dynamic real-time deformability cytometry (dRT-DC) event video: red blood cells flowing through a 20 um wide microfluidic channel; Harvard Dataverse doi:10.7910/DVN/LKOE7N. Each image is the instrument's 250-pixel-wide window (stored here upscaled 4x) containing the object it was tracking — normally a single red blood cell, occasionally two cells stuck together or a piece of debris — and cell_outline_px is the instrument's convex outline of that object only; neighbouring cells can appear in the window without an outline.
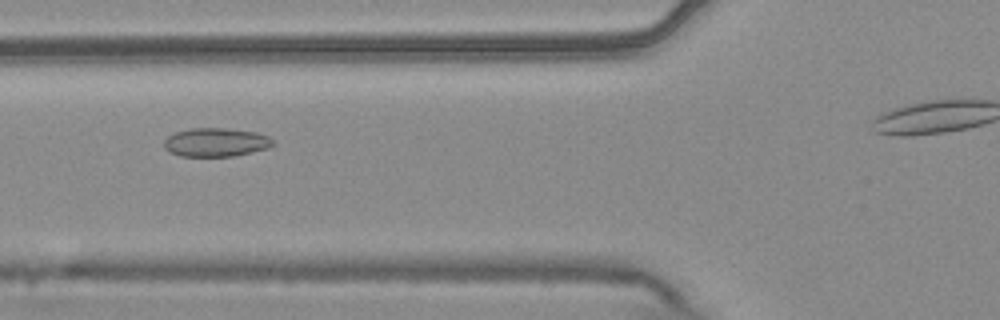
{"species": "common noctule bat (a hibernating species)", "species_latin": "Nyctalus noctula", "temperature_condition": "warm", "stored_images_in_passage": 42, "camera_frame_rate_fps": 3000, "um_per_image_px": 0.085, "animal": {"sex": "male", "body_mass_g": 20.4}, "frame": {"image": 1, "passage_image": 15, "time_ms": 4.667, "image_size_px": [1000, 320], "cell_outline_px": [[276, 144], [268, 148], [252, 152], [232, 156], [180, 156], [164, 148], [164, 140], [168, 136], [176, 132], [192, 128], [224, 128], [256, 132], [268, 136]], "centroid_in_image_um": [18.36, 12.09], "position_along_channel_um": 107.4, "area_um2": 18.09}}
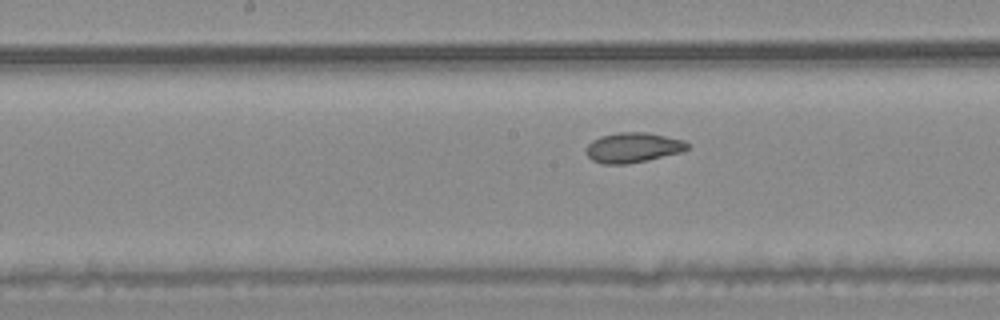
{"frame": {"image": 2, "passage_image": 22, "time_ms": 7.0, "image_size_px": [1000, 320], "cell_outline_px": [[692, 148], [680, 152], [648, 160], [628, 164], [604, 164], [592, 160], [584, 152], [584, 148], [592, 140], [600, 136], [620, 132], [648, 132], [684, 140]], "centroid_in_image_um": [53.79, 12.54], "position_along_channel_um": 194.4, "area_um2": 17.92}}
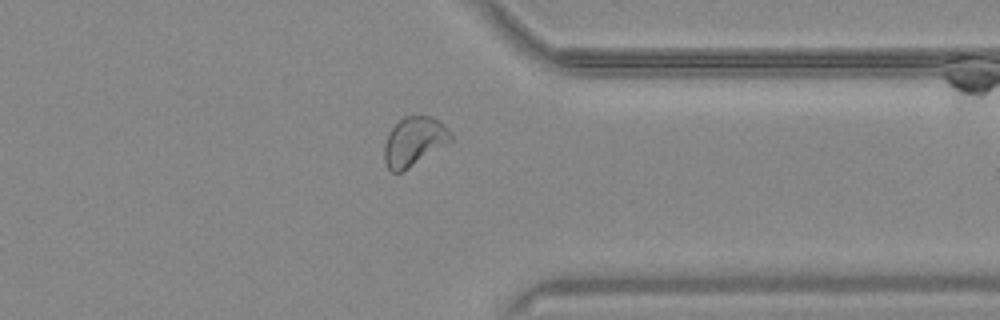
{"frame": {"image": 3, "passage_image": 37, "time_ms": 12.0, "image_size_px": [1000, 320], "cell_outline_px": [[452, 140], [408, 168], [400, 172], [392, 172], [388, 168], [384, 160], [384, 144], [388, 132], [404, 116], [432, 116], [440, 120], [452, 136]], "centroid_in_image_um": [35.16, 12.0], "position_along_channel_um": 376.2, "area_um2": 18.67}}